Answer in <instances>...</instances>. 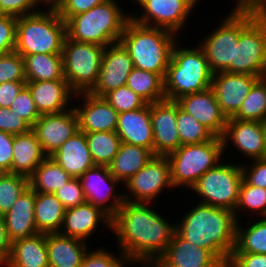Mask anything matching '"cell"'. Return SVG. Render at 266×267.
I'll return each mask as SVG.
<instances>
[{
  "instance_id": "obj_4",
  "label": "cell",
  "mask_w": 266,
  "mask_h": 267,
  "mask_svg": "<svg viewBox=\"0 0 266 267\" xmlns=\"http://www.w3.org/2000/svg\"><path fill=\"white\" fill-rule=\"evenodd\" d=\"M116 0H108L65 21L66 37L102 47L120 41L124 27L131 18Z\"/></svg>"
},
{
  "instance_id": "obj_47",
  "label": "cell",
  "mask_w": 266,
  "mask_h": 267,
  "mask_svg": "<svg viewBox=\"0 0 266 267\" xmlns=\"http://www.w3.org/2000/svg\"><path fill=\"white\" fill-rule=\"evenodd\" d=\"M17 17L0 16V55L13 52L16 45Z\"/></svg>"
},
{
  "instance_id": "obj_17",
  "label": "cell",
  "mask_w": 266,
  "mask_h": 267,
  "mask_svg": "<svg viewBox=\"0 0 266 267\" xmlns=\"http://www.w3.org/2000/svg\"><path fill=\"white\" fill-rule=\"evenodd\" d=\"M153 154L167 156L181 146L176 124L177 102L161 100L150 104Z\"/></svg>"
},
{
  "instance_id": "obj_11",
  "label": "cell",
  "mask_w": 266,
  "mask_h": 267,
  "mask_svg": "<svg viewBox=\"0 0 266 267\" xmlns=\"http://www.w3.org/2000/svg\"><path fill=\"white\" fill-rule=\"evenodd\" d=\"M231 73L266 77V12H259L240 31Z\"/></svg>"
},
{
  "instance_id": "obj_35",
  "label": "cell",
  "mask_w": 266,
  "mask_h": 267,
  "mask_svg": "<svg viewBox=\"0 0 266 267\" xmlns=\"http://www.w3.org/2000/svg\"><path fill=\"white\" fill-rule=\"evenodd\" d=\"M126 85L147 104L165 99L164 78L160 74L134 67Z\"/></svg>"
},
{
  "instance_id": "obj_2",
  "label": "cell",
  "mask_w": 266,
  "mask_h": 267,
  "mask_svg": "<svg viewBox=\"0 0 266 267\" xmlns=\"http://www.w3.org/2000/svg\"><path fill=\"white\" fill-rule=\"evenodd\" d=\"M183 216L175 224V231L184 240L208 250L225 267L236 242L234 212L198 203Z\"/></svg>"
},
{
  "instance_id": "obj_62",
  "label": "cell",
  "mask_w": 266,
  "mask_h": 267,
  "mask_svg": "<svg viewBox=\"0 0 266 267\" xmlns=\"http://www.w3.org/2000/svg\"><path fill=\"white\" fill-rule=\"evenodd\" d=\"M264 12H266V0H264Z\"/></svg>"
},
{
  "instance_id": "obj_49",
  "label": "cell",
  "mask_w": 266,
  "mask_h": 267,
  "mask_svg": "<svg viewBox=\"0 0 266 267\" xmlns=\"http://www.w3.org/2000/svg\"><path fill=\"white\" fill-rule=\"evenodd\" d=\"M37 5V0H0L2 14L14 17H22L40 11Z\"/></svg>"
},
{
  "instance_id": "obj_37",
  "label": "cell",
  "mask_w": 266,
  "mask_h": 267,
  "mask_svg": "<svg viewBox=\"0 0 266 267\" xmlns=\"http://www.w3.org/2000/svg\"><path fill=\"white\" fill-rule=\"evenodd\" d=\"M91 158L95 165L108 166L118 153L121 140L116 132L85 133Z\"/></svg>"
},
{
  "instance_id": "obj_13",
  "label": "cell",
  "mask_w": 266,
  "mask_h": 267,
  "mask_svg": "<svg viewBox=\"0 0 266 267\" xmlns=\"http://www.w3.org/2000/svg\"><path fill=\"white\" fill-rule=\"evenodd\" d=\"M143 8L141 16L132 15L136 23L166 29L176 34L182 30L200 0H132ZM153 24V25H152Z\"/></svg>"
},
{
  "instance_id": "obj_51",
  "label": "cell",
  "mask_w": 266,
  "mask_h": 267,
  "mask_svg": "<svg viewBox=\"0 0 266 267\" xmlns=\"http://www.w3.org/2000/svg\"><path fill=\"white\" fill-rule=\"evenodd\" d=\"M108 0H65L57 10L60 17L66 21L71 16L86 12Z\"/></svg>"
},
{
  "instance_id": "obj_25",
  "label": "cell",
  "mask_w": 266,
  "mask_h": 267,
  "mask_svg": "<svg viewBox=\"0 0 266 267\" xmlns=\"http://www.w3.org/2000/svg\"><path fill=\"white\" fill-rule=\"evenodd\" d=\"M115 132L121 142L148 148L153 152L150 104L140 109L119 113Z\"/></svg>"
},
{
  "instance_id": "obj_32",
  "label": "cell",
  "mask_w": 266,
  "mask_h": 267,
  "mask_svg": "<svg viewBox=\"0 0 266 267\" xmlns=\"http://www.w3.org/2000/svg\"><path fill=\"white\" fill-rule=\"evenodd\" d=\"M65 208L55 194L35 193V223L39 233L59 232Z\"/></svg>"
},
{
  "instance_id": "obj_55",
  "label": "cell",
  "mask_w": 266,
  "mask_h": 267,
  "mask_svg": "<svg viewBox=\"0 0 266 267\" xmlns=\"http://www.w3.org/2000/svg\"><path fill=\"white\" fill-rule=\"evenodd\" d=\"M12 242L9 239L3 215H0V258L5 262L11 253Z\"/></svg>"
},
{
  "instance_id": "obj_21",
  "label": "cell",
  "mask_w": 266,
  "mask_h": 267,
  "mask_svg": "<svg viewBox=\"0 0 266 267\" xmlns=\"http://www.w3.org/2000/svg\"><path fill=\"white\" fill-rule=\"evenodd\" d=\"M78 97L83 98V104L75 105L73 108L77 115L79 131L83 133L116 131L119 113L103 97L90 92L75 94L74 98Z\"/></svg>"
},
{
  "instance_id": "obj_14",
  "label": "cell",
  "mask_w": 266,
  "mask_h": 267,
  "mask_svg": "<svg viewBox=\"0 0 266 267\" xmlns=\"http://www.w3.org/2000/svg\"><path fill=\"white\" fill-rule=\"evenodd\" d=\"M79 180L86 203L101 208L111 218L124 203L123 193L114 191L120 182L110 173L108 166L94 165Z\"/></svg>"
},
{
  "instance_id": "obj_5",
  "label": "cell",
  "mask_w": 266,
  "mask_h": 267,
  "mask_svg": "<svg viewBox=\"0 0 266 267\" xmlns=\"http://www.w3.org/2000/svg\"><path fill=\"white\" fill-rule=\"evenodd\" d=\"M178 44L173 45L164 78L165 99L171 101L210 88L213 75L200 45L183 48Z\"/></svg>"
},
{
  "instance_id": "obj_29",
  "label": "cell",
  "mask_w": 266,
  "mask_h": 267,
  "mask_svg": "<svg viewBox=\"0 0 266 267\" xmlns=\"http://www.w3.org/2000/svg\"><path fill=\"white\" fill-rule=\"evenodd\" d=\"M46 157L32 129L14 135L12 174L29 178Z\"/></svg>"
},
{
  "instance_id": "obj_56",
  "label": "cell",
  "mask_w": 266,
  "mask_h": 267,
  "mask_svg": "<svg viewBox=\"0 0 266 267\" xmlns=\"http://www.w3.org/2000/svg\"><path fill=\"white\" fill-rule=\"evenodd\" d=\"M234 10H254L264 12V0H237Z\"/></svg>"
},
{
  "instance_id": "obj_45",
  "label": "cell",
  "mask_w": 266,
  "mask_h": 267,
  "mask_svg": "<svg viewBox=\"0 0 266 267\" xmlns=\"http://www.w3.org/2000/svg\"><path fill=\"white\" fill-rule=\"evenodd\" d=\"M119 255L115 256L108 249H95V251H87L80 267H118L126 258L119 251Z\"/></svg>"
},
{
  "instance_id": "obj_43",
  "label": "cell",
  "mask_w": 266,
  "mask_h": 267,
  "mask_svg": "<svg viewBox=\"0 0 266 267\" xmlns=\"http://www.w3.org/2000/svg\"><path fill=\"white\" fill-rule=\"evenodd\" d=\"M9 81H26L23 57L15 51L0 55V84Z\"/></svg>"
},
{
  "instance_id": "obj_12",
  "label": "cell",
  "mask_w": 266,
  "mask_h": 267,
  "mask_svg": "<svg viewBox=\"0 0 266 267\" xmlns=\"http://www.w3.org/2000/svg\"><path fill=\"white\" fill-rule=\"evenodd\" d=\"M124 185L127 188V194L123 193L124 201L151 205L162 190L174 188L169 159L167 156L155 155Z\"/></svg>"
},
{
  "instance_id": "obj_60",
  "label": "cell",
  "mask_w": 266,
  "mask_h": 267,
  "mask_svg": "<svg viewBox=\"0 0 266 267\" xmlns=\"http://www.w3.org/2000/svg\"><path fill=\"white\" fill-rule=\"evenodd\" d=\"M5 173H6V171L3 170V169L0 167V177H2Z\"/></svg>"
},
{
  "instance_id": "obj_31",
  "label": "cell",
  "mask_w": 266,
  "mask_h": 267,
  "mask_svg": "<svg viewBox=\"0 0 266 267\" xmlns=\"http://www.w3.org/2000/svg\"><path fill=\"white\" fill-rule=\"evenodd\" d=\"M154 156L148 148L121 142L118 153L114 156L108 168L121 184H125Z\"/></svg>"
},
{
  "instance_id": "obj_53",
  "label": "cell",
  "mask_w": 266,
  "mask_h": 267,
  "mask_svg": "<svg viewBox=\"0 0 266 267\" xmlns=\"http://www.w3.org/2000/svg\"><path fill=\"white\" fill-rule=\"evenodd\" d=\"M14 135L0 131V167L12 173Z\"/></svg>"
},
{
  "instance_id": "obj_38",
  "label": "cell",
  "mask_w": 266,
  "mask_h": 267,
  "mask_svg": "<svg viewBox=\"0 0 266 267\" xmlns=\"http://www.w3.org/2000/svg\"><path fill=\"white\" fill-rule=\"evenodd\" d=\"M238 120H266V77L260 78L244 99L239 111L232 117Z\"/></svg>"
},
{
  "instance_id": "obj_59",
  "label": "cell",
  "mask_w": 266,
  "mask_h": 267,
  "mask_svg": "<svg viewBox=\"0 0 266 267\" xmlns=\"http://www.w3.org/2000/svg\"><path fill=\"white\" fill-rule=\"evenodd\" d=\"M262 125H263L264 139H265V146H266V120L262 122Z\"/></svg>"
},
{
  "instance_id": "obj_52",
  "label": "cell",
  "mask_w": 266,
  "mask_h": 267,
  "mask_svg": "<svg viewBox=\"0 0 266 267\" xmlns=\"http://www.w3.org/2000/svg\"><path fill=\"white\" fill-rule=\"evenodd\" d=\"M225 267H266V254L231 253Z\"/></svg>"
},
{
  "instance_id": "obj_58",
  "label": "cell",
  "mask_w": 266,
  "mask_h": 267,
  "mask_svg": "<svg viewBox=\"0 0 266 267\" xmlns=\"http://www.w3.org/2000/svg\"><path fill=\"white\" fill-rule=\"evenodd\" d=\"M127 263H128V266L130 264L132 265L133 263H134V265H136V263L133 262L132 260L125 259L118 267H125L127 265ZM124 264H126V265H124Z\"/></svg>"
},
{
  "instance_id": "obj_42",
  "label": "cell",
  "mask_w": 266,
  "mask_h": 267,
  "mask_svg": "<svg viewBox=\"0 0 266 267\" xmlns=\"http://www.w3.org/2000/svg\"><path fill=\"white\" fill-rule=\"evenodd\" d=\"M103 98L118 112H128L144 107L147 103L127 85L106 93Z\"/></svg>"
},
{
  "instance_id": "obj_30",
  "label": "cell",
  "mask_w": 266,
  "mask_h": 267,
  "mask_svg": "<svg viewBox=\"0 0 266 267\" xmlns=\"http://www.w3.org/2000/svg\"><path fill=\"white\" fill-rule=\"evenodd\" d=\"M6 267H49L46 234L18 239L12 242Z\"/></svg>"
},
{
  "instance_id": "obj_16",
  "label": "cell",
  "mask_w": 266,
  "mask_h": 267,
  "mask_svg": "<svg viewBox=\"0 0 266 267\" xmlns=\"http://www.w3.org/2000/svg\"><path fill=\"white\" fill-rule=\"evenodd\" d=\"M31 129L44 154L51 156L79 131L77 115L74 108L58 114H42Z\"/></svg>"
},
{
  "instance_id": "obj_3",
  "label": "cell",
  "mask_w": 266,
  "mask_h": 267,
  "mask_svg": "<svg viewBox=\"0 0 266 267\" xmlns=\"http://www.w3.org/2000/svg\"><path fill=\"white\" fill-rule=\"evenodd\" d=\"M176 34L162 28L150 27L129 19L120 42L128 50L133 65L165 78Z\"/></svg>"
},
{
  "instance_id": "obj_8",
  "label": "cell",
  "mask_w": 266,
  "mask_h": 267,
  "mask_svg": "<svg viewBox=\"0 0 266 267\" xmlns=\"http://www.w3.org/2000/svg\"><path fill=\"white\" fill-rule=\"evenodd\" d=\"M231 13V14H230ZM222 23L199 44L205 52L211 72L231 73L235 44L240 31L259 13L254 10H232Z\"/></svg>"
},
{
  "instance_id": "obj_33",
  "label": "cell",
  "mask_w": 266,
  "mask_h": 267,
  "mask_svg": "<svg viewBox=\"0 0 266 267\" xmlns=\"http://www.w3.org/2000/svg\"><path fill=\"white\" fill-rule=\"evenodd\" d=\"M23 60L26 81L65 79L62 54L25 55Z\"/></svg>"
},
{
  "instance_id": "obj_39",
  "label": "cell",
  "mask_w": 266,
  "mask_h": 267,
  "mask_svg": "<svg viewBox=\"0 0 266 267\" xmlns=\"http://www.w3.org/2000/svg\"><path fill=\"white\" fill-rule=\"evenodd\" d=\"M176 120L181 145L200 144L215 137L205 126L182 110L178 103Z\"/></svg>"
},
{
  "instance_id": "obj_9",
  "label": "cell",
  "mask_w": 266,
  "mask_h": 267,
  "mask_svg": "<svg viewBox=\"0 0 266 267\" xmlns=\"http://www.w3.org/2000/svg\"><path fill=\"white\" fill-rule=\"evenodd\" d=\"M104 49L97 44L65 37L62 50L64 78L75 94L90 92L96 85Z\"/></svg>"
},
{
  "instance_id": "obj_57",
  "label": "cell",
  "mask_w": 266,
  "mask_h": 267,
  "mask_svg": "<svg viewBox=\"0 0 266 267\" xmlns=\"http://www.w3.org/2000/svg\"><path fill=\"white\" fill-rule=\"evenodd\" d=\"M42 3H45L44 5L49 6L50 10H58L60 6L65 2V0H37L38 6Z\"/></svg>"
},
{
  "instance_id": "obj_36",
  "label": "cell",
  "mask_w": 266,
  "mask_h": 267,
  "mask_svg": "<svg viewBox=\"0 0 266 267\" xmlns=\"http://www.w3.org/2000/svg\"><path fill=\"white\" fill-rule=\"evenodd\" d=\"M260 219V220H259ZM256 218L250 226L236 225V242L232 253L266 254V217ZM259 220V221H258Z\"/></svg>"
},
{
  "instance_id": "obj_41",
  "label": "cell",
  "mask_w": 266,
  "mask_h": 267,
  "mask_svg": "<svg viewBox=\"0 0 266 267\" xmlns=\"http://www.w3.org/2000/svg\"><path fill=\"white\" fill-rule=\"evenodd\" d=\"M241 210L266 217V189L249 185L244 179L240 186L239 201L234 211L237 222Z\"/></svg>"
},
{
  "instance_id": "obj_26",
  "label": "cell",
  "mask_w": 266,
  "mask_h": 267,
  "mask_svg": "<svg viewBox=\"0 0 266 267\" xmlns=\"http://www.w3.org/2000/svg\"><path fill=\"white\" fill-rule=\"evenodd\" d=\"M35 192L29 187L3 215L4 224L11 242L37 235L35 223Z\"/></svg>"
},
{
  "instance_id": "obj_7",
  "label": "cell",
  "mask_w": 266,
  "mask_h": 267,
  "mask_svg": "<svg viewBox=\"0 0 266 267\" xmlns=\"http://www.w3.org/2000/svg\"><path fill=\"white\" fill-rule=\"evenodd\" d=\"M223 154V140L219 137L200 144L181 145L169 153L167 158L174 188L182 186L191 190L202 175L223 160Z\"/></svg>"
},
{
  "instance_id": "obj_54",
  "label": "cell",
  "mask_w": 266,
  "mask_h": 267,
  "mask_svg": "<svg viewBox=\"0 0 266 267\" xmlns=\"http://www.w3.org/2000/svg\"><path fill=\"white\" fill-rule=\"evenodd\" d=\"M26 81H9L0 84V107L10 108Z\"/></svg>"
},
{
  "instance_id": "obj_1",
  "label": "cell",
  "mask_w": 266,
  "mask_h": 267,
  "mask_svg": "<svg viewBox=\"0 0 266 267\" xmlns=\"http://www.w3.org/2000/svg\"><path fill=\"white\" fill-rule=\"evenodd\" d=\"M111 231L126 259L152 267L166 251L175 225L154 211L149 203L124 201L112 217Z\"/></svg>"
},
{
  "instance_id": "obj_18",
  "label": "cell",
  "mask_w": 266,
  "mask_h": 267,
  "mask_svg": "<svg viewBox=\"0 0 266 267\" xmlns=\"http://www.w3.org/2000/svg\"><path fill=\"white\" fill-rule=\"evenodd\" d=\"M260 77L221 71L212 75L211 88L221 111L227 118L233 117Z\"/></svg>"
},
{
  "instance_id": "obj_23",
  "label": "cell",
  "mask_w": 266,
  "mask_h": 267,
  "mask_svg": "<svg viewBox=\"0 0 266 267\" xmlns=\"http://www.w3.org/2000/svg\"><path fill=\"white\" fill-rule=\"evenodd\" d=\"M39 114H58L71 108L75 93L66 79L50 81H26Z\"/></svg>"
},
{
  "instance_id": "obj_40",
  "label": "cell",
  "mask_w": 266,
  "mask_h": 267,
  "mask_svg": "<svg viewBox=\"0 0 266 267\" xmlns=\"http://www.w3.org/2000/svg\"><path fill=\"white\" fill-rule=\"evenodd\" d=\"M29 188V178L6 172L0 177V215L6 214Z\"/></svg>"
},
{
  "instance_id": "obj_15",
  "label": "cell",
  "mask_w": 266,
  "mask_h": 267,
  "mask_svg": "<svg viewBox=\"0 0 266 267\" xmlns=\"http://www.w3.org/2000/svg\"><path fill=\"white\" fill-rule=\"evenodd\" d=\"M133 69L129 52L120 41L106 46L97 83L90 93L103 97L106 93L126 85Z\"/></svg>"
},
{
  "instance_id": "obj_24",
  "label": "cell",
  "mask_w": 266,
  "mask_h": 267,
  "mask_svg": "<svg viewBox=\"0 0 266 267\" xmlns=\"http://www.w3.org/2000/svg\"><path fill=\"white\" fill-rule=\"evenodd\" d=\"M111 221L112 218L101 208L84 203L65 210L59 233L86 241L87 237L95 233L100 222L111 231Z\"/></svg>"
},
{
  "instance_id": "obj_6",
  "label": "cell",
  "mask_w": 266,
  "mask_h": 267,
  "mask_svg": "<svg viewBox=\"0 0 266 267\" xmlns=\"http://www.w3.org/2000/svg\"><path fill=\"white\" fill-rule=\"evenodd\" d=\"M66 24L57 10L47 9L17 17L15 52L22 57L32 54H62Z\"/></svg>"
},
{
  "instance_id": "obj_46",
  "label": "cell",
  "mask_w": 266,
  "mask_h": 267,
  "mask_svg": "<svg viewBox=\"0 0 266 267\" xmlns=\"http://www.w3.org/2000/svg\"><path fill=\"white\" fill-rule=\"evenodd\" d=\"M54 194L61 201L65 209L86 203L84 191L82 190L79 178H72Z\"/></svg>"
},
{
  "instance_id": "obj_61",
  "label": "cell",
  "mask_w": 266,
  "mask_h": 267,
  "mask_svg": "<svg viewBox=\"0 0 266 267\" xmlns=\"http://www.w3.org/2000/svg\"><path fill=\"white\" fill-rule=\"evenodd\" d=\"M4 266L5 267V262L0 258V267Z\"/></svg>"
},
{
  "instance_id": "obj_10",
  "label": "cell",
  "mask_w": 266,
  "mask_h": 267,
  "mask_svg": "<svg viewBox=\"0 0 266 267\" xmlns=\"http://www.w3.org/2000/svg\"><path fill=\"white\" fill-rule=\"evenodd\" d=\"M221 163L202 175L191 191L202 197L199 203L234 212L243 181L241 165Z\"/></svg>"
},
{
  "instance_id": "obj_48",
  "label": "cell",
  "mask_w": 266,
  "mask_h": 267,
  "mask_svg": "<svg viewBox=\"0 0 266 267\" xmlns=\"http://www.w3.org/2000/svg\"><path fill=\"white\" fill-rule=\"evenodd\" d=\"M31 126L9 108L0 107V131L13 135L26 133Z\"/></svg>"
},
{
  "instance_id": "obj_22",
  "label": "cell",
  "mask_w": 266,
  "mask_h": 267,
  "mask_svg": "<svg viewBox=\"0 0 266 267\" xmlns=\"http://www.w3.org/2000/svg\"><path fill=\"white\" fill-rule=\"evenodd\" d=\"M152 267H224L208 250L184 240L176 231Z\"/></svg>"
},
{
  "instance_id": "obj_20",
  "label": "cell",
  "mask_w": 266,
  "mask_h": 267,
  "mask_svg": "<svg viewBox=\"0 0 266 267\" xmlns=\"http://www.w3.org/2000/svg\"><path fill=\"white\" fill-rule=\"evenodd\" d=\"M222 140L224 150H227L228 143H231L247 159L266 158L264 131L260 121L238 120L230 117L227 120Z\"/></svg>"
},
{
  "instance_id": "obj_50",
  "label": "cell",
  "mask_w": 266,
  "mask_h": 267,
  "mask_svg": "<svg viewBox=\"0 0 266 267\" xmlns=\"http://www.w3.org/2000/svg\"><path fill=\"white\" fill-rule=\"evenodd\" d=\"M253 161V164L250 163L251 166L241 165L243 179L249 185L266 189V158Z\"/></svg>"
},
{
  "instance_id": "obj_27",
  "label": "cell",
  "mask_w": 266,
  "mask_h": 267,
  "mask_svg": "<svg viewBox=\"0 0 266 267\" xmlns=\"http://www.w3.org/2000/svg\"><path fill=\"white\" fill-rule=\"evenodd\" d=\"M72 178H79L95 164L87 145L85 133L78 131L50 156Z\"/></svg>"
},
{
  "instance_id": "obj_28",
  "label": "cell",
  "mask_w": 266,
  "mask_h": 267,
  "mask_svg": "<svg viewBox=\"0 0 266 267\" xmlns=\"http://www.w3.org/2000/svg\"><path fill=\"white\" fill-rule=\"evenodd\" d=\"M49 267H80L87 253V242L59 232L46 234Z\"/></svg>"
},
{
  "instance_id": "obj_44",
  "label": "cell",
  "mask_w": 266,
  "mask_h": 267,
  "mask_svg": "<svg viewBox=\"0 0 266 267\" xmlns=\"http://www.w3.org/2000/svg\"><path fill=\"white\" fill-rule=\"evenodd\" d=\"M9 109L20 116L31 127L41 116L36 109L31 92L26 85L19 92Z\"/></svg>"
},
{
  "instance_id": "obj_19",
  "label": "cell",
  "mask_w": 266,
  "mask_h": 267,
  "mask_svg": "<svg viewBox=\"0 0 266 267\" xmlns=\"http://www.w3.org/2000/svg\"><path fill=\"white\" fill-rule=\"evenodd\" d=\"M179 107L207 128L215 137L222 138L227 120L210 87L204 91L187 94L176 100Z\"/></svg>"
},
{
  "instance_id": "obj_34",
  "label": "cell",
  "mask_w": 266,
  "mask_h": 267,
  "mask_svg": "<svg viewBox=\"0 0 266 267\" xmlns=\"http://www.w3.org/2000/svg\"><path fill=\"white\" fill-rule=\"evenodd\" d=\"M71 179L67 172L47 156L29 177V187L35 193L54 194Z\"/></svg>"
}]
</instances>
